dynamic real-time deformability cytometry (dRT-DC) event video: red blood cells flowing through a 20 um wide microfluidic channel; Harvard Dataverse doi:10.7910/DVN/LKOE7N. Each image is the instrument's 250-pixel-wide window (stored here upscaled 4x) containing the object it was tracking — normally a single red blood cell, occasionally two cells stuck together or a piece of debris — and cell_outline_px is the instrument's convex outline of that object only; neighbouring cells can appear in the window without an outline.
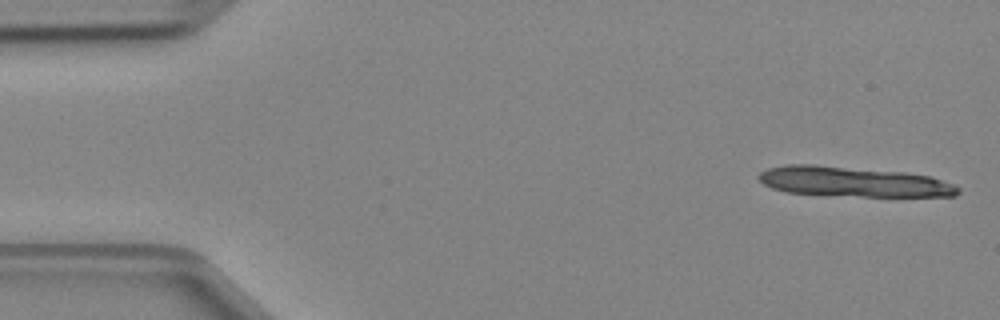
{"species": "Egyptian fruit bat (a non-hibernating species)", "species_latin": "Rousettus aegyptiacus", "temperature_condition": "cold", "stored_images_in_passage": 5, "segment_of_instrument_passage": [1, 2], "camera_frame_rate_fps": 3000, "um_per_image_px": 0.085, "animal": {"sex": "female"}, "frame": {"image": 1, "passage_image": 1, "time_ms": 0.0, "image_size_px": [1000, 320], "cell_outline_px": [[960, 192], [956, 196], [860, 196], [784, 192], [772, 188], [764, 184], [760, 180], [760, 172], [768, 168], [788, 164], [816, 164], [904, 172], [932, 176], [952, 184], [960, 188]], "centroid_in_image_um": [72.55, 15.44], "position_along_channel_um": 12.5, "area_um2": 34.8}}